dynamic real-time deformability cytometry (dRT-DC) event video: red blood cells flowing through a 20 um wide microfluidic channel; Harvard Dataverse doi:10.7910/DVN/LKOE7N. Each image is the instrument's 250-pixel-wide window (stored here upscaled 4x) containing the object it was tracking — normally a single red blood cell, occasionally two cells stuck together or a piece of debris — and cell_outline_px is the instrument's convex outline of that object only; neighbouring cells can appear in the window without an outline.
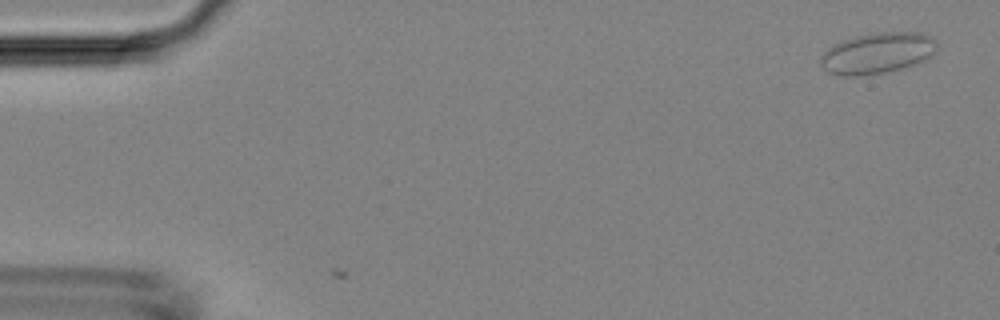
{"species": "Egyptian fruit bat (a non-hibernating species)", "species_latin": "Rousettus aegyptiacus", "temperature_condition": "room temperature", "stored_images_in_passage": 2, "camera_frame_rate_fps": 3000, "um_per_image_px": 0.085, "animal": {"sex": "female"}, "frame": {"image": 1, "passage_image": 2, "time_ms": 0.333, "image_size_px": [1000, 320], "cell_outline_px": [[936, 52], [932, 56], [924, 60], [900, 68], [884, 72], [856, 76], [840, 76], [828, 72], [820, 64], [820, 56], [832, 44], [856, 36], [876, 32], [920, 32], [936, 40]], "centroid_in_image_um": [74.55, 4.51], "position_along_channel_um": 10.4, "area_um2": 27.69}}